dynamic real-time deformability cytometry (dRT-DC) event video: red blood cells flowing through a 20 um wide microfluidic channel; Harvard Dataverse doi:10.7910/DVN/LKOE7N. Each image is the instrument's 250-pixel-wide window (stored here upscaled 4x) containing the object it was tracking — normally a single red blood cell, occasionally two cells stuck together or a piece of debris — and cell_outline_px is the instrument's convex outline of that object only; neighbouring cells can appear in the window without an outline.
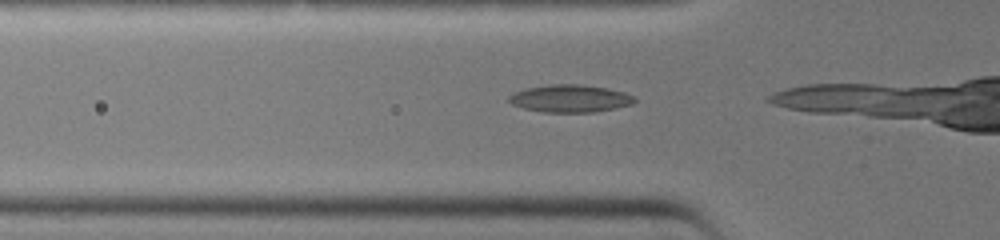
{"species": "common noctule bat (a hibernating species)", "species_latin": "Nyctalus noctula", "temperature_condition": "warm", "stored_images_in_passage": 7, "camera_frame_rate_fps": 3000, "um_per_image_px": 0.085, "animal": {"sex": "female", "body_mass_g": 19.0, "forearm_length_mm": 51.5}, "frame": {"image": 1, "passage_image": 2, "time_ms": 0.333, "image_size_px": [1000, 240], "cell_outline_px": [[636, 100], [632, 104], [616, 108], [596, 112], [544, 112], [524, 108], [512, 104], [508, 100], [508, 96], [512, 92], [524, 88], [548, 84], [580, 84], [608, 88], [624, 92], [632, 96]], "centroid_in_image_um": [48.43, 8.36], "position_along_channel_um": 77.4, "area_um2": 20.29}}